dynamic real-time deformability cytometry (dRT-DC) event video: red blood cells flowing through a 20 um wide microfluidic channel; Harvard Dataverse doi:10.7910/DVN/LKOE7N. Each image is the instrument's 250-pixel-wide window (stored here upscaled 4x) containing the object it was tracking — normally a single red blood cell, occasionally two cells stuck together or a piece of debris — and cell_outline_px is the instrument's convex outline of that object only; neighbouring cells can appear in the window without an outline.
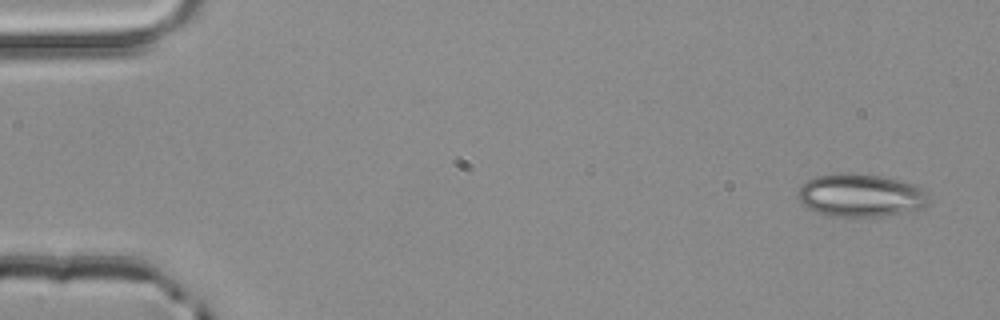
{"species": "common noctule bat (a hibernating species)", "species_latin": "Nyctalus noctula", "temperature_condition": "room temperature", "stored_images_in_passage": 4, "camera_frame_rate_fps": 3000, "um_per_image_px": 0.085, "animal": {"sex": "male", "body_mass_g": 20.4}, "frame": {"image": 1, "passage_image": 1, "time_ms": 0.0, "image_size_px": [1000, 320], "cell_outline_px": [[928, 204], [924, 208], [904, 212], [880, 216], [836, 216], [820, 212], [808, 208], [800, 204], [796, 196], [800, 184], [816, 176], [840, 172], [852, 172], [880, 176], [904, 180], [916, 184], [924, 192], [928, 200]], "centroid_in_image_um": [73.12, 16.58], "position_along_channel_um": 11.9, "area_um2": 32.95}}